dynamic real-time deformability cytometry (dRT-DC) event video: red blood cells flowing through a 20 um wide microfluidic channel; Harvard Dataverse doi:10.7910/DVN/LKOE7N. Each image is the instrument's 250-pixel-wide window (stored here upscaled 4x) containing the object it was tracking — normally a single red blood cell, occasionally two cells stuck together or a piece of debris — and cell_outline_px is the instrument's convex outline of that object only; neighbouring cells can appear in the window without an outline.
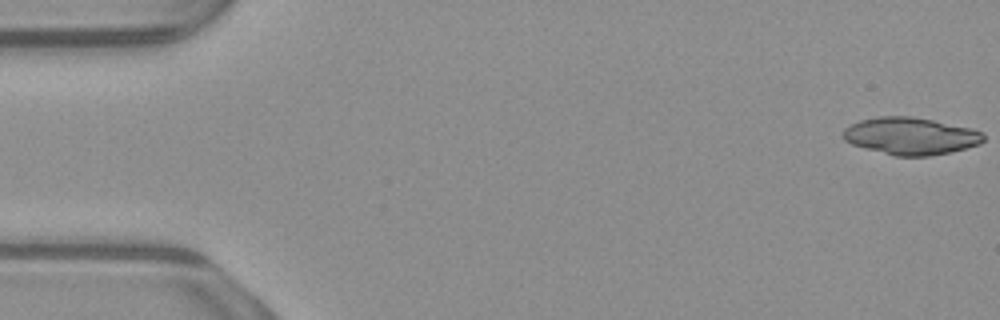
{"species": "common noctule bat (a hibernating species)", "species_latin": "Nyctalus noctula", "temperature_condition": "warm", "stored_images_in_passage": 53, "camera_frame_rate_fps": 3000, "um_per_image_px": 0.085, "animal": {"sex": "male", "body_mass_g": 23.1, "forearm_length_mm": 52.7}, "frame": {"image": 1, "passage_image": 1, "time_ms": 0.0, "image_size_px": [1000, 320], "cell_outline_px": [[984, 140], [980, 144], [948, 152], [928, 156], [896, 156], [852, 144], [844, 140], [844, 128], [860, 120], [880, 116], [912, 116], [972, 128], [980, 132], [984, 136]], "centroid_in_image_um": [77.4, 11.55], "position_along_channel_um": 7.6, "area_um2": 30.06}}
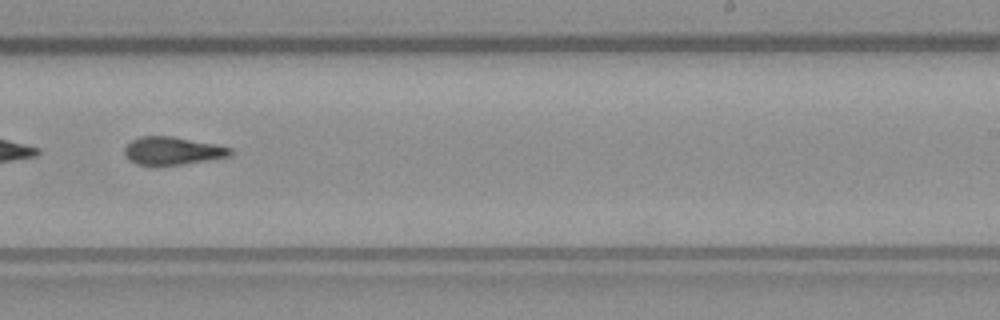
{"frame": {"image": 2, "passage_image": 33, "time_ms": 10.667, "image_size_px": [1000, 320], "cell_outline_px": [[232, 156], [208, 160], [180, 164], [136, 164], [128, 160], [124, 152], [124, 148], [132, 140], [140, 136], [172, 136], [216, 144], [232, 148]], "centroid_in_image_um": [14.68, 12.8], "position_along_channel_um": 274.3, "area_um2": 17.05}}
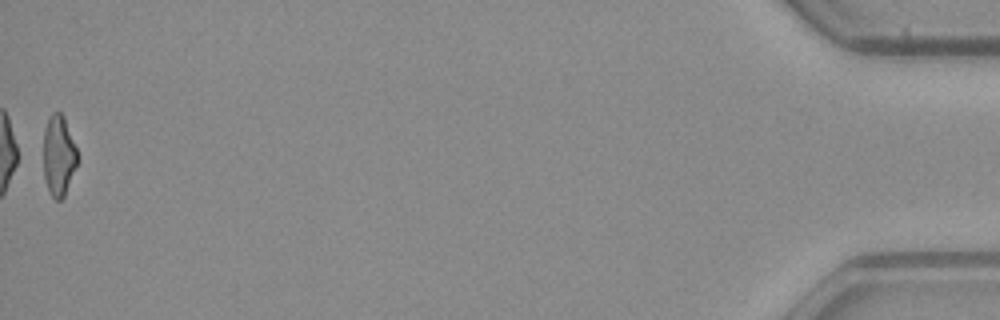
{"frame": {"image": 3, "passage_image": 53, "time_ms": 17.333, "image_size_px": [1000, 320], "cell_outline_px": [[80, 160], [64, 196], [60, 200], [56, 200], [48, 192], [44, 176], [44, 128], [48, 116], [52, 112], [60, 112], [64, 116], [76, 148]], "centroid_in_image_um": [5.0, 13.22], "position_along_channel_um": 430.2, "area_um2": 16.24}, "authors_computed_cell_mechanics": {"area_um2": 17.9758, "velocity_mm_per_s": 3.9208, "shape_relaxation_time_tau1_ms": null, "shape_relaxation_time_tau2_ms": 5.3236, "deformation_change_tau1": null, "deformation_change_tau2": 0.155}}